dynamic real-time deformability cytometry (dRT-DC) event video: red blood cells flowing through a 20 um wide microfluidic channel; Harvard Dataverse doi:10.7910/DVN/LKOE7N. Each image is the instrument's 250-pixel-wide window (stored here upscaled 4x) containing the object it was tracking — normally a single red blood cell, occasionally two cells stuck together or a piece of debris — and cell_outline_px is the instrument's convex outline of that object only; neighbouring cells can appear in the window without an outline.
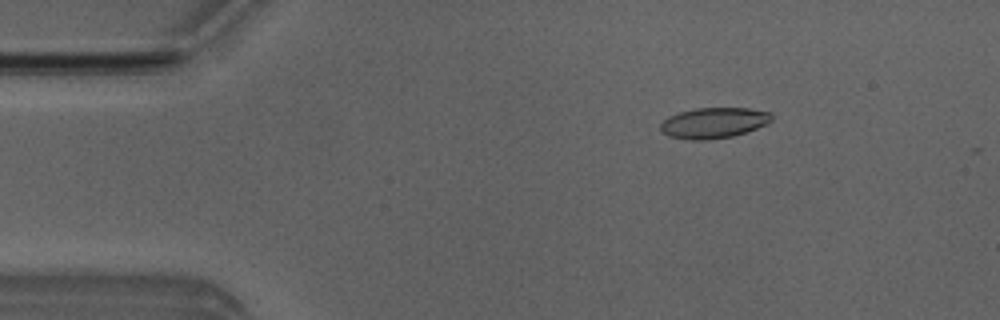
{"species": "Egyptian fruit bat (a non-hibernating species)", "species_latin": "Rousettus aegyptiacus", "temperature_condition": "room temperature", "stored_images_in_passage": 2, "camera_frame_rate_fps": 3000, "um_per_image_px": 0.085, "animal": {"sex": "male"}, "frame": {"image": 1, "passage_image": 1, "time_ms": 0.0, "image_size_px": [1000, 320], "cell_outline_px": [[772, 120], [756, 128], [732, 136], [708, 140], [692, 140], [668, 136], [660, 128], [660, 124], [668, 116], [680, 112], [696, 108], [748, 108], [768, 112], [772, 116]], "centroid_in_image_um": [60.63, 10.44], "position_along_channel_um": 24.4, "area_um2": 19.59}}